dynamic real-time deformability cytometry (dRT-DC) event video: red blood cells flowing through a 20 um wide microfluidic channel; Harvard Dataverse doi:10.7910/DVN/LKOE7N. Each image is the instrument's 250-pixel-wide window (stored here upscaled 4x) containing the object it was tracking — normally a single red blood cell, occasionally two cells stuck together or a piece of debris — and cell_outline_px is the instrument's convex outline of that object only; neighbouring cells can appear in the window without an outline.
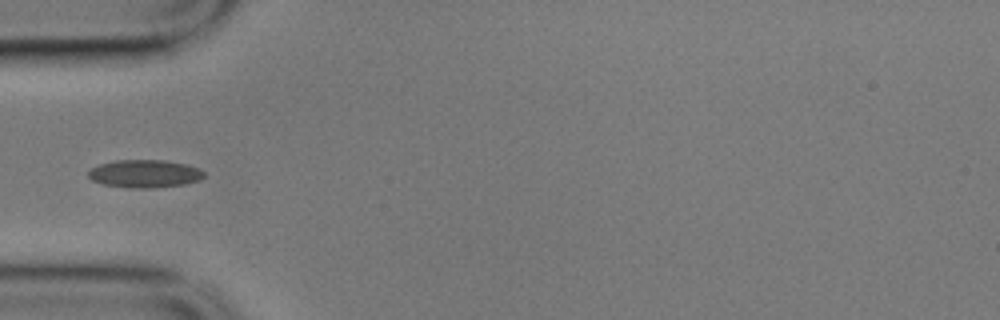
{"species": "common noctule bat (a hibernating species)", "species_latin": "Nyctalus noctula", "temperature_condition": "cold", "stored_images_in_passage": 10, "camera_frame_rate_fps": 3000, "um_per_image_px": 0.085, "animal": {"sex": "male", "body_mass_g": 17.9}, "frame": {"image": 1, "passage_image": 5, "time_ms": 1.333, "image_size_px": [1000, 320], "cell_outline_px": [[204, 176], [200, 180], [184, 184], [156, 188], [132, 188], [104, 184], [92, 180], [88, 176], [88, 172], [92, 168], [100, 164], [116, 160], [164, 160], [184, 164], [196, 168], [204, 172]], "centroid_in_image_um": [12.29, 14.77], "position_along_channel_um": 72.7, "area_um2": 18.61}}
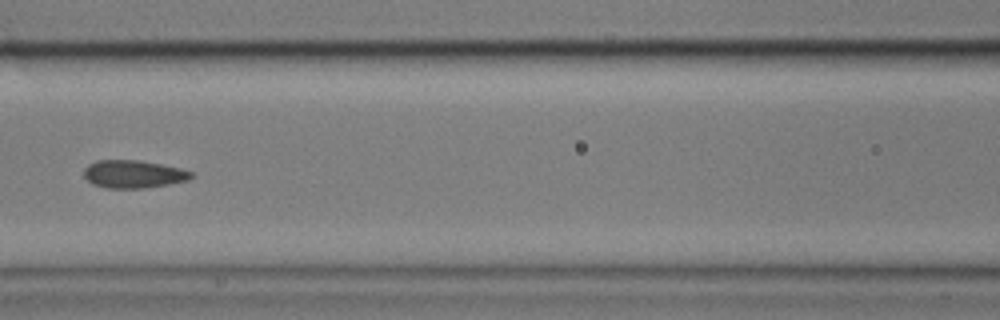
{"frame": {"image": 2, "passage_image": 7, "time_ms": 2.0, "image_size_px": [1000, 320], "cell_outline_px": [[196, 176], [188, 180], [168, 184], [144, 188], [108, 188], [92, 184], [84, 176], [84, 168], [88, 164], [96, 160], [140, 160], [180, 168], [192, 172]], "centroid_in_image_um": [11.34, 14.79], "position_along_channel_um": 155.3, "area_um2": 17.46}}
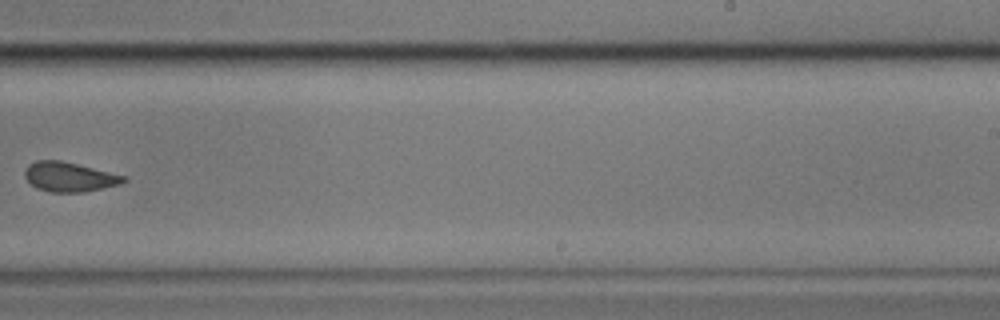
{"frame": {"image": 3, "passage_image": 10, "time_ms": 3.0, "image_size_px": [1000, 320], "cell_outline_px": [[128, 180], [120, 184], [84, 192], [52, 192], [36, 188], [24, 176], [24, 172], [28, 164], [36, 160], [60, 160], [128, 176]], "centroid_in_image_um": [5.91, 15.03], "position_along_channel_um": 283.1, "area_um2": 17.05}}